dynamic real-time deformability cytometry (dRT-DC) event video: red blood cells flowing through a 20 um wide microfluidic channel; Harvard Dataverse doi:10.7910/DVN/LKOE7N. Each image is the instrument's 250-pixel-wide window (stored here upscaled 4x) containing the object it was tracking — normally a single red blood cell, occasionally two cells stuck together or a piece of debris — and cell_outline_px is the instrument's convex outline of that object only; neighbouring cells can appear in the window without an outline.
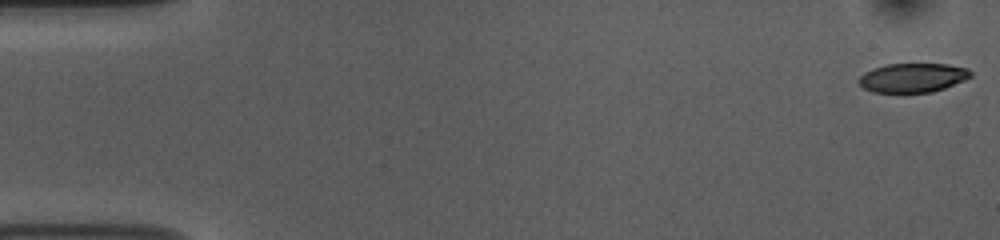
{"species": "common noctule bat (a hibernating species)", "species_latin": "Nyctalus noctula", "temperature_condition": "room temperature", "stored_images_in_passage": 53, "camera_frame_rate_fps": 3000, "um_per_image_px": 0.085, "animal": {"sex": "female", "body_mass_g": 10.0, "forearm_length_mm": 53.1}, "frame": {"image": 1, "passage_image": 1, "time_ms": 0.0, "image_size_px": [1000, 240], "cell_outline_px": [[972, 76], [964, 80], [944, 88], [932, 92], [872, 92], [864, 88], [860, 84], [860, 76], [864, 72], [872, 68], [888, 64], [948, 64], [968, 68], [972, 72]], "centroid_in_image_um": [77.6, 6.6], "position_along_channel_um": 7.4, "area_um2": 18.9}}
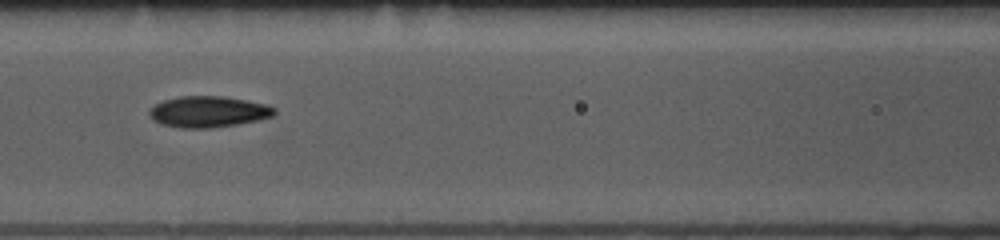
{"frame": {"image": 2, "passage_image": 23, "time_ms": 7.333, "image_size_px": [1000, 240], "cell_outline_px": [[276, 112], [272, 116], [256, 120], [236, 124], [208, 128], [180, 128], [160, 124], [152, 120], [148, 112], [156, 104], [164, 100], [180, 96], [224, 96], [268, 104], [276, 108]], "centroid_in_image_um": [17.7, 9.49], "position_along_channel_um": 148.9, "area_um2": 22.66}}
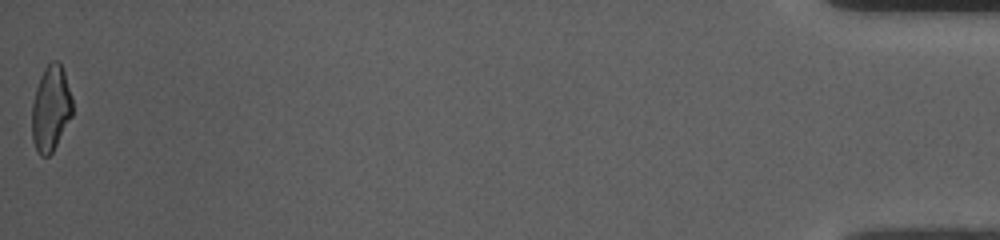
{"frame": {"image": 3, "passage_image": 53, "time_ms": 17.333, "image_size_px": [1000, 240], "cell_outline_px": [[72, 116], [52, 152], [48, 156], [40, 156], [36, 152], [32, 140], [32, 104], [36, 88], [40, 76], [44, 68], [52, 60], [56, 60], [60, 64], [64, 72], [72, 96]], "centroid_in_image_um": [4.3, 9.24], "position_along_channel_um": 430.9, "area_um2": 20.23}, "authors_computed_cell_mechanics": {"area_um2": 21.2704, "velocity_mm_per_s": 3.7907, "shape_relaxation_time_tau1_ms": 4.4925, "shape_relaxation_time_tau2_ms": 2.4098, "deformation_change_tau1": 0.1643, "deformation_change_tau2": 0.0937}}